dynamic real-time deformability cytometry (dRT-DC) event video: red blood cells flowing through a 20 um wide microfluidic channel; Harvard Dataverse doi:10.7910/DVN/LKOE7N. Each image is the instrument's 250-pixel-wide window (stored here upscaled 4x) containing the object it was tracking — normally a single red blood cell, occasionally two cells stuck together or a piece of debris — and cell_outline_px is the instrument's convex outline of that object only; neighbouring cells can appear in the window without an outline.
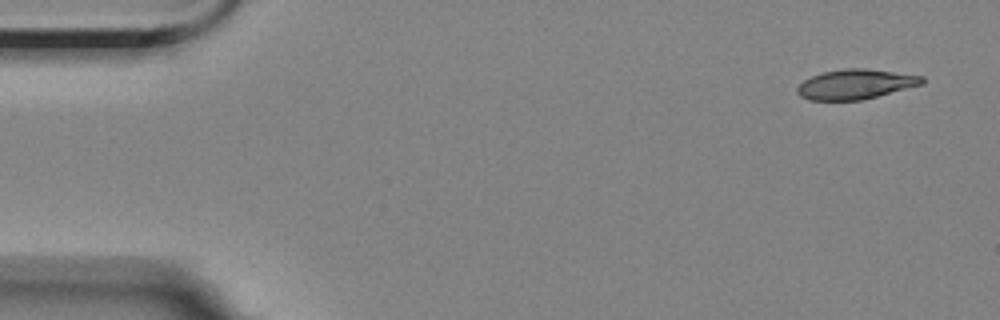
{"species": "Egyptian fruit bat (a non-hibernating species)", "species_latin": "Rousettus aegyptiacus", "temperature_condition": "room temperature", "stored_images_in_passage": 15, "camera_frame_rate_fps": 3000, "um_per_image_px": 0.085, "animal": {"sex": "female"}, "frame": {"image": 1, "passage_image": 1, "time_ms": 0.0, "image_size_px": [1000, 320], "cell_outline_px": [[924, 84], [860, 100], [808, 100], [800, 96], [796, 92], [796, 88], [804, 80], [812, 76], [824, 72], [844, 68], [864, 68], [924, 76]], "centroid_in_image_um": [72.71, 7.16], "position_along_channel_um": 12.3, "area_um2": 21.56}}
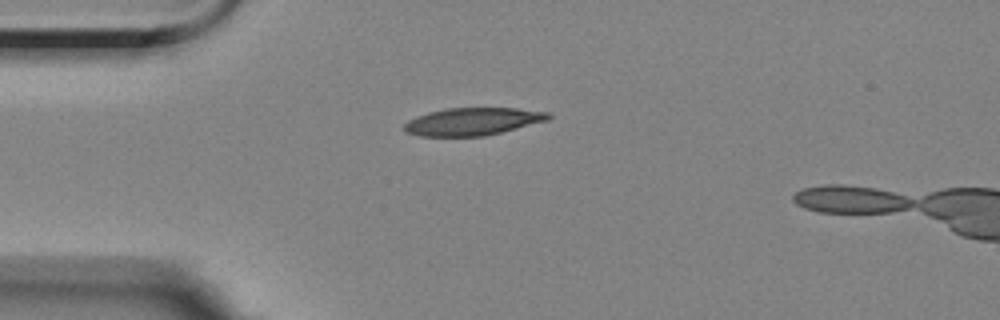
{"frame": {"image": 2, "passage_image": 12, "time_ms": 3.667, "image_size_px": [1000, 320], "cell_outline_px": [[552, 116], [548, 120], [484, 136], [420, 136], [404, 132], [404, 124], [408, 120], [416, 116], [428, 112], [444, 108], [516, 108], [548, 112]], "centroid_in_image_um": [40.14, 10.32], "position_along_channel_um": 44.9, "area_um2": 23.12}}